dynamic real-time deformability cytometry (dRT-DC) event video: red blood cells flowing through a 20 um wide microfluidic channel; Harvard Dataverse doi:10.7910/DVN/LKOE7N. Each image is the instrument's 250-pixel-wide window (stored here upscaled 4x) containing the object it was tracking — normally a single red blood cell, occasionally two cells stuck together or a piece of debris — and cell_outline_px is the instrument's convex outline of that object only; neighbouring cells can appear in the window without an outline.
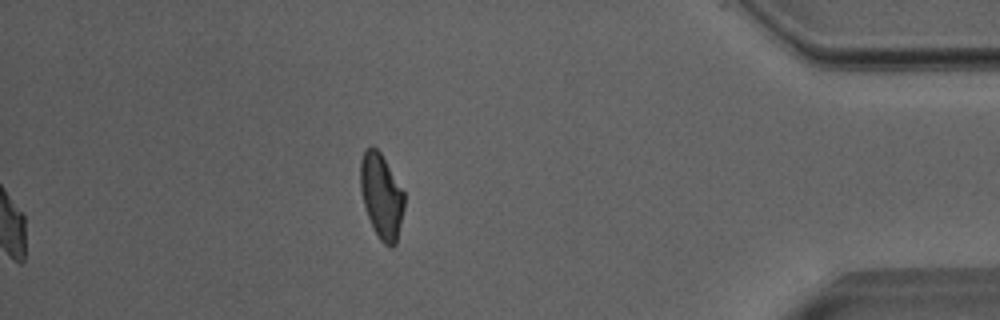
{"species": "Egyptian fruit bat (a non-hibernating species)", "species_latin": "Rousettus aegyptiacus", "temperature_condition": "room temperature", "stored_images_in_passage": 38, "camera_frame_rate_fps": 3000, "um_per_image_px": 0.085, "animal": {"sex": "male"}, "frame": {"image": 1, "passage_image": 38, "time_ms": 12.333, "image_size_px": [1000, 320], "cell_outline_px": [[404, 208], [396, 244], [392, 248], [384, 244], [380, 240], [368, 216], [364, 204], [360, 188], [360, 160], [364, 152], [372, 144], [380, 152], [404, 192]], "centroid_in_image_um": [32.42, 16.66], "position_along_channel_um": 402.8, "area_um2": 21.44}, "authors_computed_cell_mechanics": {"area_um2": 22.2819, "velocity_mm_per_s": 3.9938, "shape_relaxation_time_tau1_ms": 5.0777, "shape_relaxation_time_tau2_ms": 1.4638, "deformation_change_tau1": 0.1611, "deformation_change_tau2": 0.0822}}